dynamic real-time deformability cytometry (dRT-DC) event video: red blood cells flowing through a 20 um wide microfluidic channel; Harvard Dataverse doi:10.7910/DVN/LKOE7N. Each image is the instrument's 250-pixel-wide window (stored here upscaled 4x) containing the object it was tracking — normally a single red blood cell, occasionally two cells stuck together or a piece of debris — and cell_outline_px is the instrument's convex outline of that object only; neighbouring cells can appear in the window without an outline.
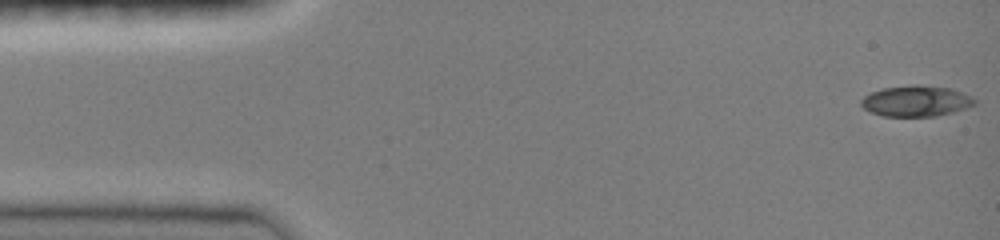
{"species": "common noctule bat (a hibernating species)", "species_latin": "Nyctalus noctula", "temperature_condition": "room temperature", "stored_images_in_passage": 47, "camera_frame_rate_fps": 3000, "um_per_image_px": 0.085, "animal": {"sex": "female", "body_mass_g": 19.0, "forearm_length_mm": 51.5}, "frame": {"image": 1, "passage_image": 1, "time_ms": 0.0, "image_size_px": [1000, 240], "cell_outline_px": [[976, 104], [968, 108], [936, 116], [884, 116], [872, 112], [864, 108], [860, 104], [860, 100], [864, 96], [872, 92], [884, 88], [912, 84], [916, 84], [952, 88], [976, 100]], "centroid_in_image_um": [77.87, 8.58], "position_along_channel_um": 7.1, "area_um2": 20.35}}
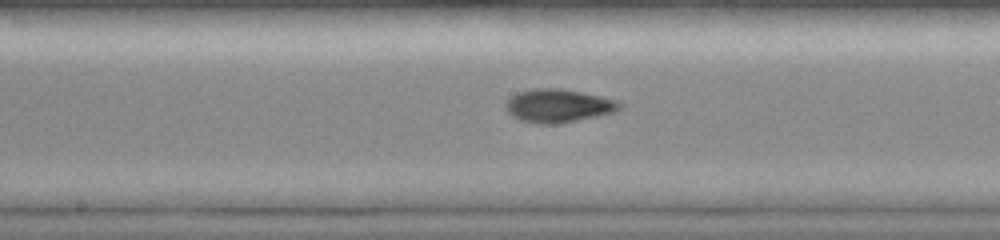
{"frame": {"image": 2, "passage_image": 24, "time_ms": 7.667, "image_size_px": [1000, 240], "cell_outline_px": [[620, 108], [616, 112], [560, 124], [540, 124], [520, 120], [512, 116], [504, 108], [504, 104], [512, 96], [520, 92], [532, 88], [560, 88], [600, 96], [616, 100], [620, 104]], "centroid_in_image_um": [47.43, 9.0], "position_along_channel_um": 200.8, "area_um2": 22.08}}
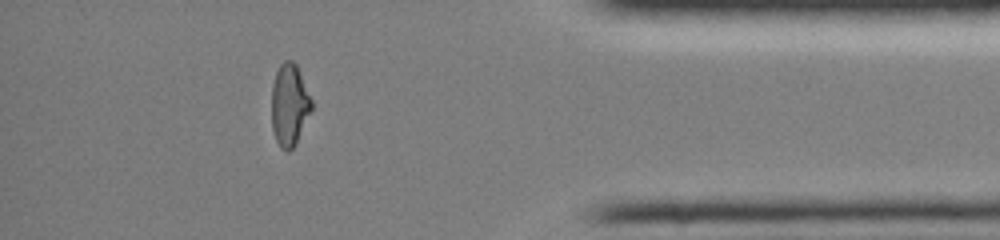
{"frame": {"image": 3, "passage_image": 41, "time_ms": 13.333, "image_size_px": [1000, 240], "cell_outline_px": [[312, 108], [296, 144], [288, 152], [280, 148], [276, 140], [272, 128], [272, 84], [276, 72], [280, 64], [284, 60], [292, 60], [296, 64], [300, 72], [312, 100]], "centroid_in_image_um": [24.6, 8.91], "position_along_channel_um": 410.6, "area_um2": 19.13}, "authors_computed_cell_mechanics": {"area_um2": 20.0566, "velocity_mm_per_s": 4.0865, "shape_relaxation_time_tau1_ms": 10.1912, "shape_relaxation_time_tau2_ms": 1.9948, "deformation_change_tau1": 0.3196, "deformation_change_tau2": 0.056}}